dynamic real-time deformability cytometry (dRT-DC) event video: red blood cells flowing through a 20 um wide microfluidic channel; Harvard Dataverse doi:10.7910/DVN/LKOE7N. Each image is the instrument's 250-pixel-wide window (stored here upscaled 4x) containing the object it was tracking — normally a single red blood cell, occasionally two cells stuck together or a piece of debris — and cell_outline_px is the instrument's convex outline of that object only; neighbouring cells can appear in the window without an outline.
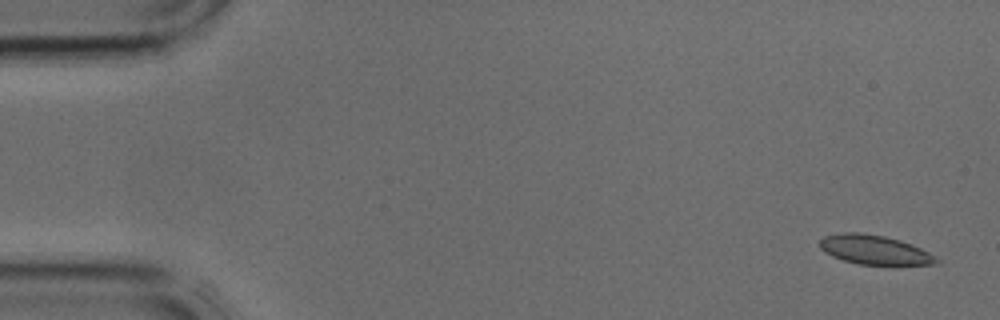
{"species": "common noctule bat (a hibernating species)", "species_latin": "Nyctalus noctula", "temperature_condition": "cold", "stored_images_in_passage": 4, "camera_frame_rate_fps": 3000, "um_per_image_px": 0.085, "animal": {"sex": "male", "body_mass_g": 17.9, "forearm_length_mm": 54.2}, "frame": {"image": 1, "passage_image": 1, "time_ms": 0.0, "image_size_px": [1000, 320], "cell_outline_px": [[940, 264], [860, 264], [844, 260], [832, 256], [824, 252], [820, 248], [820, 240], [824, 236], [840, 232], [860, 232], [884, 236], [900, 240], [912, 244], [936, 256], [940, 260]], "centroid_in_image_um": [74.33, 21.22], "position_along_channel_um": 10.7, "area_um2": 19.83}}